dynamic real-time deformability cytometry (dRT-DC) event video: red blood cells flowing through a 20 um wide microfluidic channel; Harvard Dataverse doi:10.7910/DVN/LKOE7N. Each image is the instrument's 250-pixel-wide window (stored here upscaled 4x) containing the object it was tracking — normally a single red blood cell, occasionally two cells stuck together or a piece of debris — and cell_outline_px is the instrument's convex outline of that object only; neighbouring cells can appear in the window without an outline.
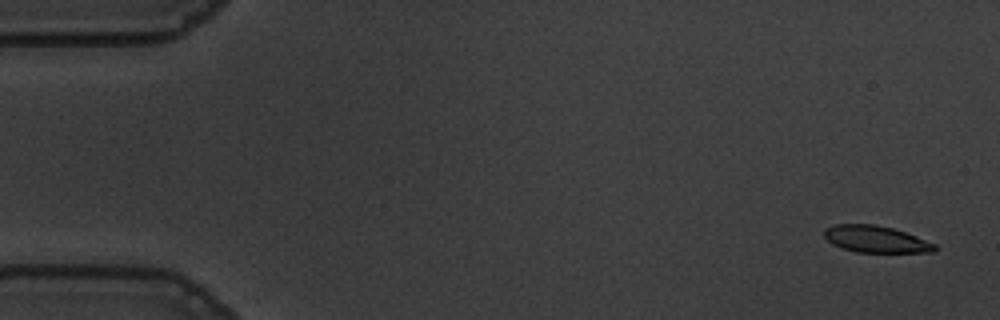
{"species": "common noctule bat (a hibernating species)", "species_latin": "Nyctalus noctula", "temperature_condition": "warm", "stored_images_in_passage": 55, "camera_frame_rate_fps": 3000, "um_per_image_px": 0.085, "animal": {"sex": "male", "body_mass_g": 19.5, "forearm_length_mm": 54.6}, "frame": {"image": 1, "passage_image": 2, "time_ms": 0.333, "image_size_px": [1000, 320], "cell_outline_px": [[936, 252], [856, 252], [832, 244], [824, 236], [824, 228], [832, 224], [872, 224], [892, 228], [916, 236], [936, 244]], "centroid_in_image_um": [74.43, 20.32], "position_along_channel_um": 10.6, "area_um2": 17.17}}
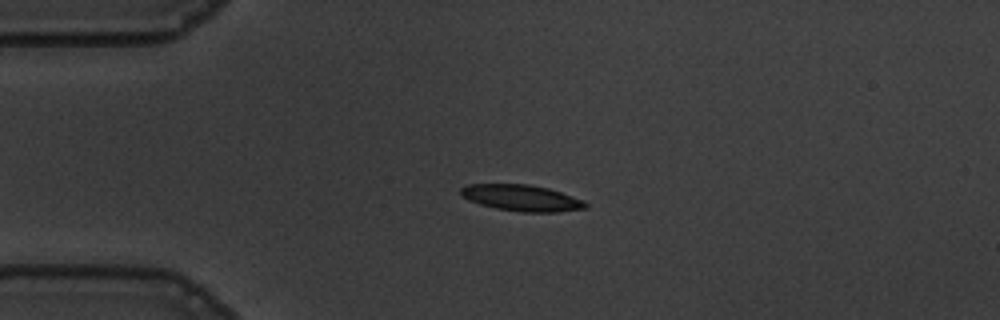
{"frame": {"image": 2, "passage_image": 13, "time_ms": 4.0, "image_size_px": [1000, 320], "cell_outline_px": [[588, 208], [556, 212], [520, 212], [496, 208], [480, 204], [468, 200], [460, 196], [460, 188], [468, 184], [528, 184], [548, 188], [584, 200], [588, 204]], "centroid_in_image_um": [44.32, 16.82], "position_along_channel_um": 40.7, "area_um2": 19.19}}
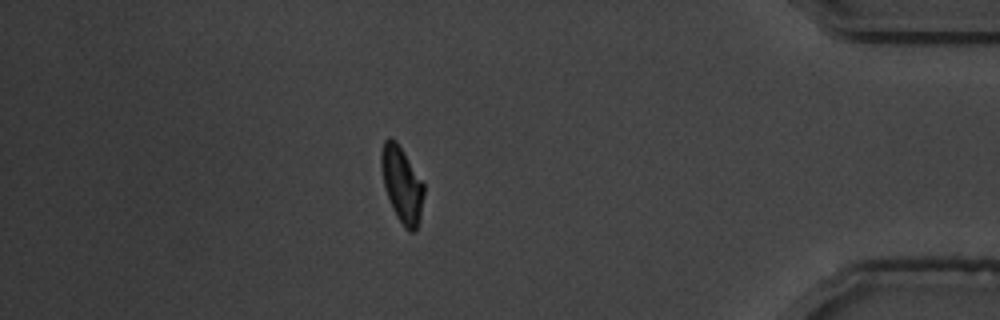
{"frame": {"image": 3, "passage_image": 48, "time_ms": 15.667, "image_size_px": [1000, 320], "cell_outline_px": [[424, 192], [420, 216], [416, 232], [408, 232], [404, 228], [396, 216], [392, 208], [384, 184], [380, 164], [380, 152], [384, 140], [396, 140], [424, 184]], "centroid_in_image_um": [34.16, 15.72], "position_along_channel_um": 401.0, "area_um2": 18.61}, "authors_computed_cell_mechanics": {"area_um2": 18.9584, "velocity_mm_per_s": 3.6472, "shape_relaxation_time_tau1_ms": 4.5557, "shape_relaxation_time_tau2_ms": 2.5732, "deformation_change_tau1": 0.1684, "deformation_change_tau2": 0.0661}}